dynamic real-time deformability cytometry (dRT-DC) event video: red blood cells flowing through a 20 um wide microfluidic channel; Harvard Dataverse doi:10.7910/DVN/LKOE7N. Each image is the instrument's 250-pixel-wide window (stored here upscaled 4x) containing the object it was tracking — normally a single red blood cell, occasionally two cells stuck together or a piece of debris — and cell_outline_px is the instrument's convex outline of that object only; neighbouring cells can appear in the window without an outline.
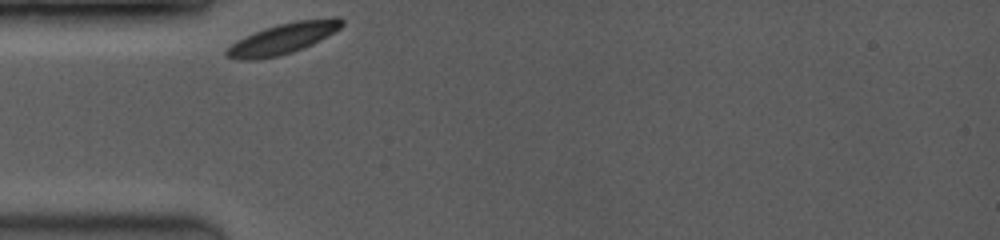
{"species": "common noctule bat (a hibernating species)", "species_latin": "Nyctalus noctula", "temperature_condition": "room temperature", "stored_images_in_passage": 21, "camera_frame_rate_fps": 3500, "um_per_image_px": 0.085, "animal": {"sex": "female", "body_mass_g": 19.0, "forearm_length_mm": 53.3}, "frame": {"image": 1, "passage_image": 1, "time_ms": 0.0, "image_size_px": [1000, 240], "cell_outline_px": [[344, 24], [340, 28], [312, 44], [292, 52], [280, 56], [256, 60], [236, 60], [228, 56], [224, 52], [232, 44], [264, 28], [296, 20], [332, 16], [340, 16], [344, 20]], "centroid_in_image_um": [24.12, 3.26], "position_along_channel_um": 60.9, "area_um2": 20.52}}
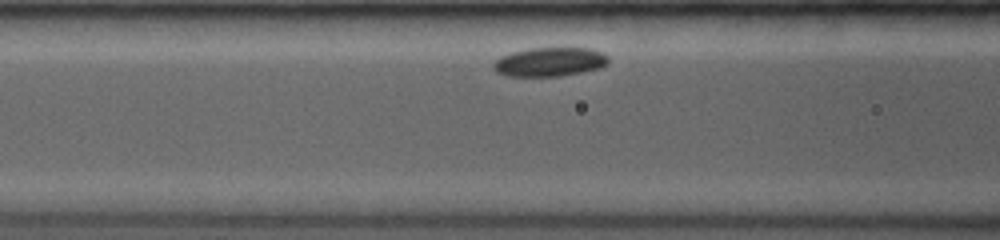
{"frame": {"image": 2, "passage_image": 10, "time_ms": 1.714, "image_size_px": [1000, 240], "cell_outline_px": [[608, 64], [600, 68], [560, 76], [504, 76], [496, 72], [492, 68], [492, 64], [500, 56], [512, 52], [528, 48], [592, 48], [604, 52], [608, 56]], "centroid_in_image_um": [46.72, 5.25], "position_along_channel_um": 119.9, "area_um2": 19.65}}
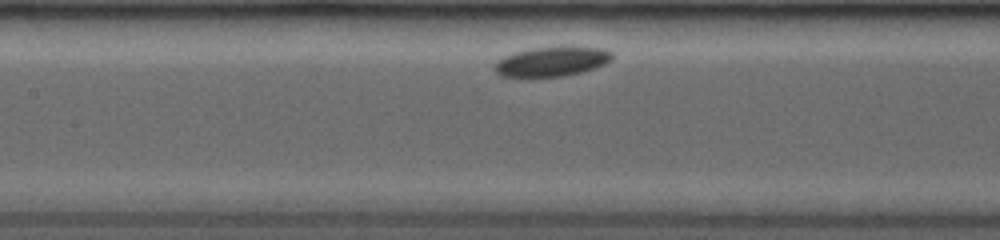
{"frame": {"image": 3, "passage_image": 17, "time_ms": 2.857, "image_size_px": [1000, 240], "cell_outline_px": [[612, 60], [596, 68], [564, 76], [528, 80], [500, 76], [492, 68], [496, 60], [512, 52], [528, 48], [564, 44], [608, 48], [612, 52]], "centroid_in_image_um": [46.86, 5.22], "position_along_channel_um": 160.5, "area_um2": 22.14}}